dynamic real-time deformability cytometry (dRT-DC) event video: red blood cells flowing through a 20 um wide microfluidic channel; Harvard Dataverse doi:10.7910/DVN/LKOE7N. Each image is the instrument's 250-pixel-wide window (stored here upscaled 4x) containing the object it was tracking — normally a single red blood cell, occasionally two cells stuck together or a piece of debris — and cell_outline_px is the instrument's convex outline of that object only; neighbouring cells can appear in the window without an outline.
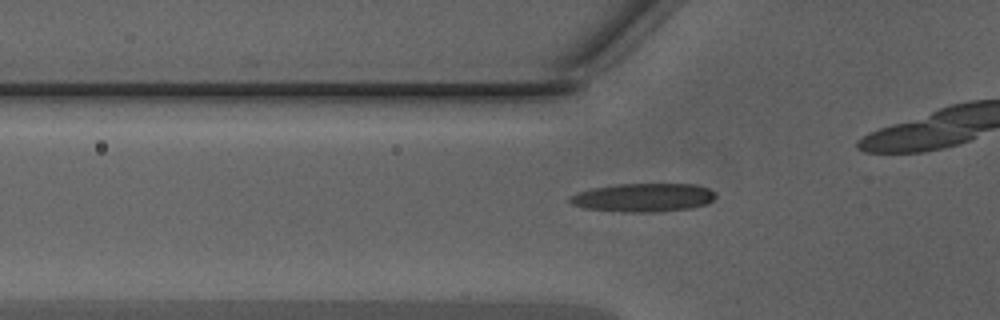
{"species": "Egyptian fruit bat (a non-hibernating species)", "species_latin": "Rousettus aegyptiacus", "temperature_condition": "warm", "stored_images_in_passage": 32, "camera_frame_rate_fps": 3000, "um_per_image_px": 0.085, "animal": {"sex": "male"}, "frame": {"image": 1, "passage_image": 10, "time_ms": 3.0, "image_size_px": [1000, 320], "cell_outline_px": [[716, 196], [708, 204], [692, 208], [656, 212], [624, 212], [584, 208], [572, 204], [568, 200], [572, 196], [580, 192], [592, 188], [616, 184], [696, 184], [708, 188], [716, 192]], "centroid_in_image_um": [54.74, 16.79], "position_along_channel_um": 71.1, "area_um2": 24.28}}
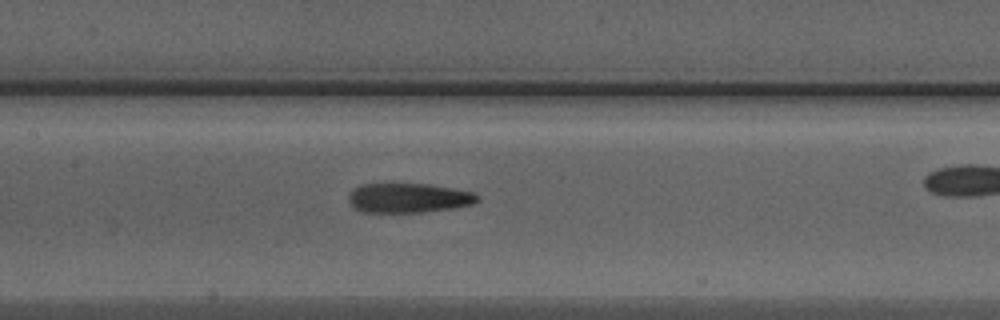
{"frame": {"image": 2, "passage_image": 17, "time_ms": 5.333, "image_size_px": [1000, 320], "cell_outline_px": [[480, 200], [472, 204], [452, 208], [420, 212], [360, 212], [352, 208], [348, 200], [348, 196], [352, 188], [360, 184], [428, 184], [476, 192], [480, 196]], "centroid_in_image_um": [34.7, 16.82], "position_along_channel_um": 172.7, "area_um2": 22.43}}
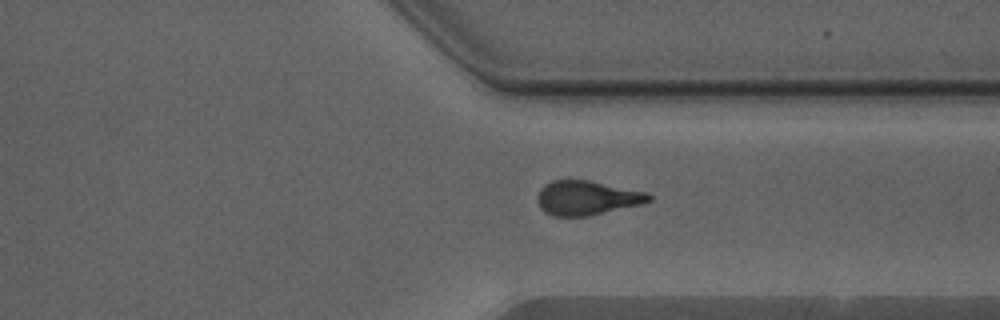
{"frame": {"image": 3, "passage_image": 30, "time_ms": 9.667, "image_size_px": [1000, 320], "cell_outline_px": [[652, 200], [644, 204], [588, 216], [556, 216], [544, 212], [540, 208], [536, 196], [540, 188], [544, 184], [552, 180], [588, 180], [648, 192], [652, 196]], "centroid_in_image_um": [49.9, 16.82], "position_along_channel_um": 361.5, "area_um2": 22.54}}